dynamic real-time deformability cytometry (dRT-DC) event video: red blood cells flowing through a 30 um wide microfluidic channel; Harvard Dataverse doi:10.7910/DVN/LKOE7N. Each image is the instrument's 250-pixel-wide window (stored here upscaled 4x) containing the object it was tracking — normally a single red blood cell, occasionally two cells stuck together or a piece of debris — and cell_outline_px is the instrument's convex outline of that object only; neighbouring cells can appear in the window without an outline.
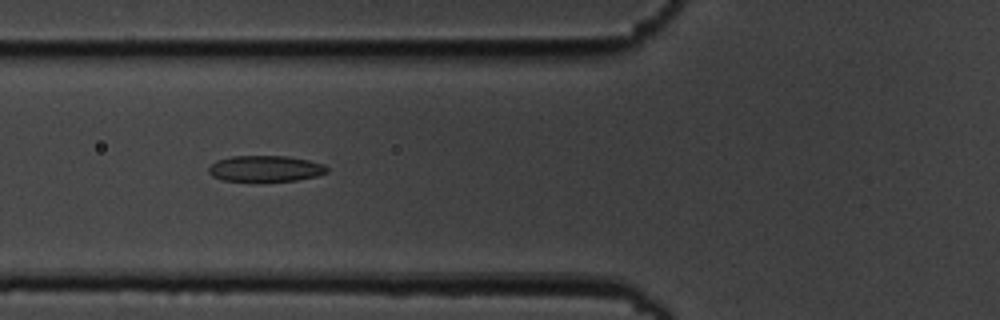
{"species": "common noctule bat (a hibernating species)", "species_latin": "Nyctalus noctula", "temperature_condition": "cold", "stored_images_in_passage": 8, "camera_frame_rate_fps": 3000, "um_per_image_px": 0.085, "animal": {"sex": "male", "body_mass_g": 19.5, "forearm_length_mm": 54.6}, "frame": {"image": 1, "passage_image": 7, "time_ms": 7.0, "image_size_px": [1000, 320], "cell_outline_px": [[328, 172], [316, 176], [296, 180], [224, 180], [212, 176], [208, 172], [208, 168], [216, 160], [232, 156], [288, 156], [308, 160], [324, 164], [328, 168]], "centroid_in_image_um": [22.57, 14.31], "position_along_channel_um": 103.2, "area_um2": 17.69}}
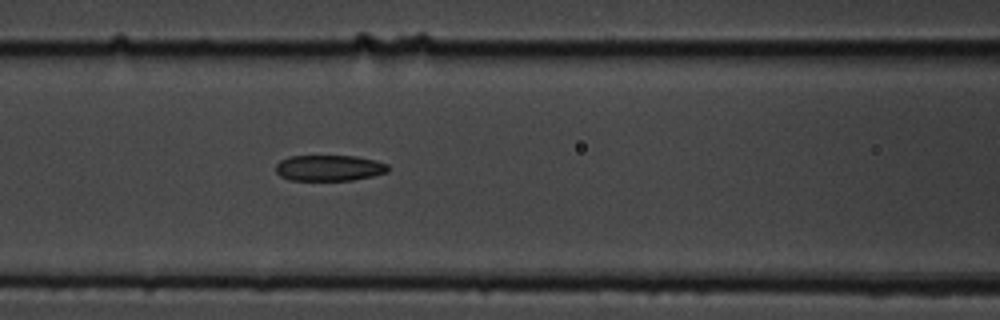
{"frame": {"image": 2, "passage_image": 8, "time_ms": 8.0, "image_size_px": [1000, 320], "cell_outline_px": [[388, 172], [372, 176], [352, 180], [288, 180], [280, 176], [276, 172], [276, 164], [280, 160], [288, 156], [356, 156], [376, 160], [388, 164]], "centroid_in_image_um": [27.97, 14.27], "position_along_channel_um": 138.6, "area_um2": 17.05}}